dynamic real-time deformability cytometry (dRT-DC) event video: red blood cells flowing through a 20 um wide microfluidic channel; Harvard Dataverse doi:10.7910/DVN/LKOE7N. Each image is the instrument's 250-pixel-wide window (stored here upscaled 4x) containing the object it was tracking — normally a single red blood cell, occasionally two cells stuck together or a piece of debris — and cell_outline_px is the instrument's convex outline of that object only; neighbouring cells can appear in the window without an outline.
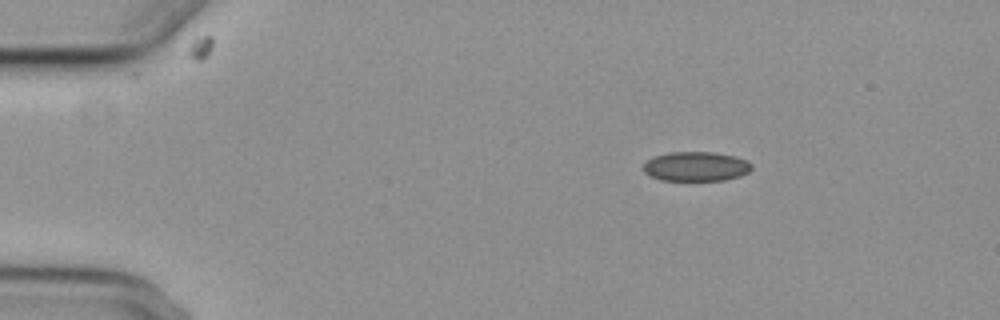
{"species": "common noctule bat (a hibernating species)", "species_latin": "Nyctalus noctula", "temperature_condition": "cold", "stored_images_in_passage": 3, "camera_frame_rate_fps": 3000, "um_per_image_px": 0.085, "animal": {"sex": "female", "body_mass_g": 29.2, "forearm_length_mm": 56.3}, "frame": {"image": 1, "passage_image": 1, "time_ms": 0.0, "image_size_px": [1000, 320], "cell_outline_px": [[752, 168], [748, 172], [740, 176], [724, 180], [660, 180], [644, 172], [644, 164], [652, 156], [668, 152], [712, 152], [736, 156], [748, 160], [752, 164]], "centroid_in_image_um": [59.18, 14.14], "position_along_channel_um": 25.8, "area_um2": 18.67}}